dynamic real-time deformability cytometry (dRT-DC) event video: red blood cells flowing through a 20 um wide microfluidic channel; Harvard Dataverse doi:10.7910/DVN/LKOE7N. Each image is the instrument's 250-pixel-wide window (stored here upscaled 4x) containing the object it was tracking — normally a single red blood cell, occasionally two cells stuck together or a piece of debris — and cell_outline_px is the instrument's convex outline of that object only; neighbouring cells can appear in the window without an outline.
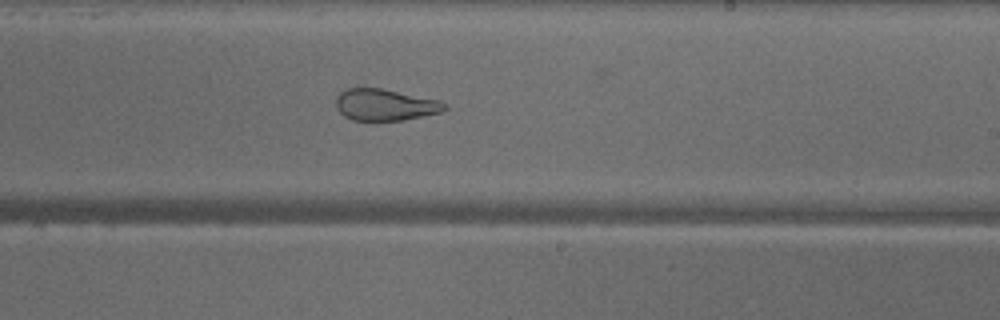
{"species": "common noctule bat (a hibernating species)", "species_latin": "Nyctalus noctula", "temperature_condition": "warm", "stored_images_in_passage": 39, "camera_frame_rate_fps": 3000, "um_per_image_px": 0.085, "animal": {"sex": "male", "body_mass_g": 18.8}, "frame": {"image": 1, "passage_image": 27, "time_ms": 8.667, "image_size_px": [1000, 320], "cell_outline_px": [[448, 108], [440, 112], [404, 120], [372, 124], [352, 120], [344, 116], [336, 108], [336, 96], [340, 92], [348, 88], [380, 88], [440, 100], [448, 104]], "centroid_in_image_um": [32.71, 8.96], "position_along_channel_um": 256.3, "area_um2": 20.75}}